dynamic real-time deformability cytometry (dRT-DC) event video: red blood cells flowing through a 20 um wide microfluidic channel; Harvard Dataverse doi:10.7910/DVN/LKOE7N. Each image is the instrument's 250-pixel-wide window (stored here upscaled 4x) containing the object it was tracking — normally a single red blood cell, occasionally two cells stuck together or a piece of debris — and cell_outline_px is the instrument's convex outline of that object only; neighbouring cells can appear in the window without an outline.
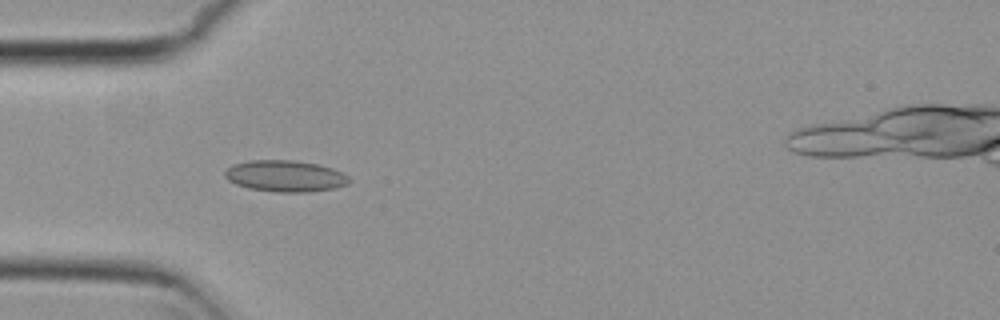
{"species": "common noctule bat (a hibernating species)", "species_latin": "Nyctalus noctula", "temperature_condition": "cold", "stored_images_in_passage": 7, "camera_frame_rate_fps": 3000, "um_per_image_px": 0.085, "animal": {"sex": "female", "body_mass_g": 29.2, "forearm_length_mm": 56.3}, "frame": {"image": 1, "passage_image": 4, "time_ms": 1.0, "image_size_px": [1000, 320], "cell_outline_px": [[348, 184], [336, 188], [308, 192], [276, 192], [248, 188], [236, 184], [228, 180], [224, 176], [224, 172], [232, 164], [248, 160], [292, 160], [316, 164], [332, 168], [348, 176]], "centroid_in_image_um": [24.21, 14.96], "position_along_channel_um": 60.8, "area_um2": 22.72}}
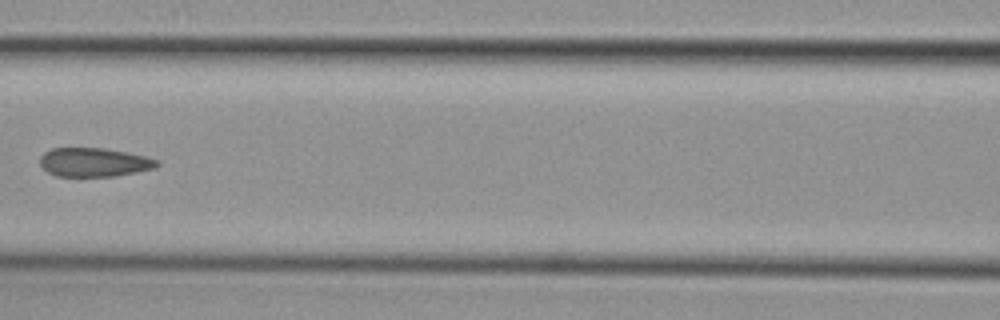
{"frame": {"image": 2, "passage_image": 6, "time_ms": 1.667, "image_size_px": [1000, 320], "cell_outline_px": [[160, 164], [156, 168], [116, 176], [56, 176], [48, 172], [40, 164], [40, 156], [44, 152], [52, 148], [104, 148], [144, 156], [160, 160]], "centroid_in_image_um": [8.01, 13.79], "position_along_channel_um": 158.6, "area_um2": 19.65}}
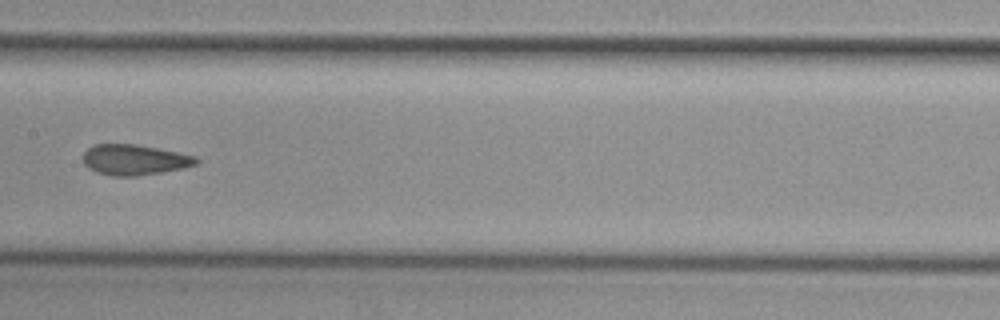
{"frame": {"image": 3, "passage_image": 7, "time_ms": 2.0, "image_size_px": [1000, 320], "cell_outline_px": [[200, 160], [196, 164], [180, 168], [160, 172], [136, 176], [112, 176], [96, 172], [88, 168], [84, 164], [84, 152], [92, 144], [136, 144], [196, 156]], "centroid_in_image_um": [11.39, 13.58], "position_along_channel_um": 196.0, "area_um2": 19.94}}